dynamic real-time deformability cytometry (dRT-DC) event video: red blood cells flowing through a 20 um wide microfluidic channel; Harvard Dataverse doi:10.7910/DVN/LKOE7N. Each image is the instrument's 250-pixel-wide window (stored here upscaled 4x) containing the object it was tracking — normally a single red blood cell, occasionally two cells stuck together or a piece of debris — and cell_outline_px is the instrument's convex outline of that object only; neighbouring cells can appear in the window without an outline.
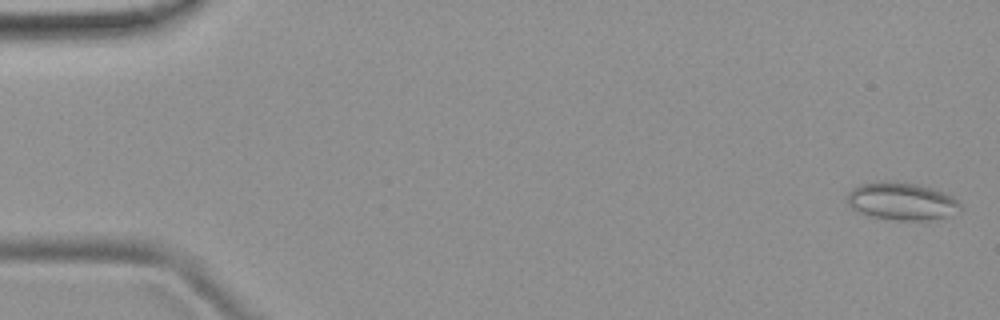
{"species": "common noctule bat (a hibernating species)", "species_latin": "Nyctalus noctula", "temperature_condition": "room temperature", "stored_images_in_passage": 53, "camera_frame_rate_fps": 3000, "um_per_image_px": 0.085, "animal": {"sex": "female", "body_mass_g": 19.9}, "frame": {"image": 1, "passage_image": 2, "time_ms": 0.333, "image_size_px": [1000, 320], "cell_outline_px": [[960, 208], [944, 216], [924, 220], [896, 220], [868, 216], [852, 208], [848, 200], [848, 192], [860, 184], [916, 184], [932, 188], [952, 196], [960, 204]], "centroid_in_image_um": [76.63, 17.14], "position_along_channel_um": 8.4, "area_um2": 23.47}}
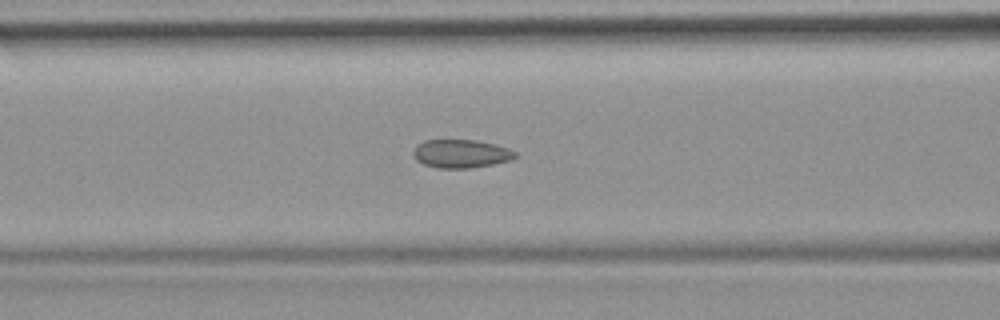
{"frame": {"image": 2, "passage_image": 22, "time_ms": 7.0, "image_size_px": [1000, 320], "cell_outline_px": [[516, 156], [512, 160], [492, 164], [468, 168], [436, 168], [424, 164], [416, 160], [412, 152], [416, 144], [424, 140], [476, 140], [508, 148], [516, 152]], "centroid_in_image_um": [39.15, 13.06], "position_along_channel_um": 127.5, "area_um2": 16.82}}
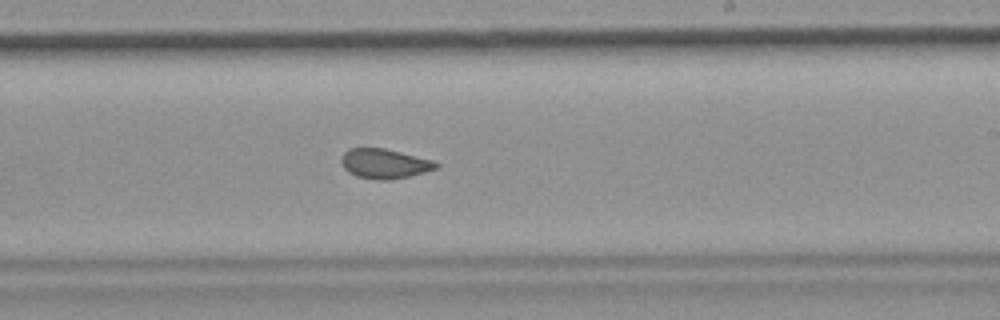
{"frame": {"image": 3, "passage_image": 32, "time_ms": 10.333, "image_size_px": [1000, 320], "cell_outline_px": [[440, 164], [436, 168], [424, 172], [392, 180], [376, 180], [356, 176], [348, 172], [344, 168], [340, 160], [344, 152], [348, 148], [384, 148], [436, 160]], "centroid_in_image_um": [32.69, 13.91], "position_along_channel_um": 256.3, "area_um2": 16.59}, "authors_computed_cell_mechanics": {"area_um2": 17.2822, "velocity_mm_per_s": 3.8856, "shape_relaxation_time_tau1_ms": null, "shape_relaxation_time_tau2_ms": 1.6084, "deformation_change_tau1": null, "deformation_change_tau2": 0.0734}}